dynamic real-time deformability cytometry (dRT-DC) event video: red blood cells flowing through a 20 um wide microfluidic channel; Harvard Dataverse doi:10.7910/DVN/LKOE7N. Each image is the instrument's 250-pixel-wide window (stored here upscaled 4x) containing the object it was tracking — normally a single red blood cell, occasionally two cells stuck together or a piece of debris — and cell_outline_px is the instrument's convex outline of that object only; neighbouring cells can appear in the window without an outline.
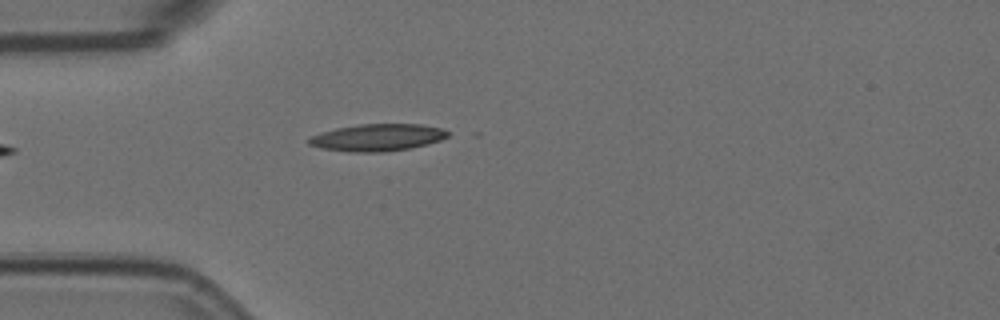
{"species": "Egyptian fruit bat (a non-hibernating species)", "species_latin": "Rousettus aegyptiacus", "temperature_condition": "room temperature", "stored_images_in_passage": 6, "camera_frame_rate_fps": 3000, "um_per_image_px": 0.085, "animal": {"sex": "female"}, "frame": {"image": 1, "passage_image": 1, "time_ms": 0.0, "image_size_px": [1000, 320], "cell_outline_px": [[448, 136], [440, 140], [408, 148], [384, 152], [348, 152], [320, 148], [308, 144], [308, 140], [312, 136], [320, 132], [336, 128], [360, 124], [420, 124], [440, 128], [448, 132]], "centroid_in_image_um": [32.03, 11.69], "position_along_channel_um": 53.0, "area_um2": 21.73}}
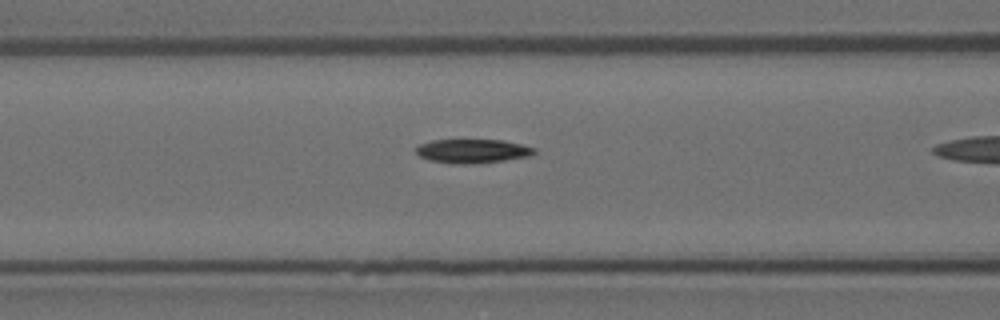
{"frame": {"image": 2, "passage_image": 4, "time_ms": 1.0, "image_size_px": [1000, 320], "cell_outline_px": [[536, 152], [528, 156], [504, 160], [464, 164], [452, 164], [428, 160], [420, 156], [416, 152], [416, 148], [420, 144], [432, 140], [504, 140], [536, 148]], "centroid_in_image_um": [40.14, 12.84], "position_along_channel_um": 126.5, "area_um2": 16.36}}